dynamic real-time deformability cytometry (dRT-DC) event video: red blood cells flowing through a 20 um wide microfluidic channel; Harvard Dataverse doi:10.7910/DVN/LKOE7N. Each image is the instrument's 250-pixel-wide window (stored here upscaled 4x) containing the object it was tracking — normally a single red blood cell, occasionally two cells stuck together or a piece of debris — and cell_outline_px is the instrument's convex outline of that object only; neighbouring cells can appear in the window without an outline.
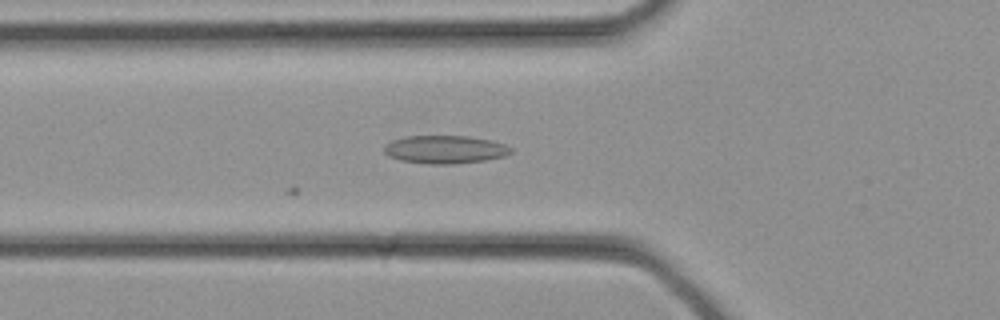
{"species": "common noctule bat (a hibernating species)", "species_latin": "Nyctalus noctula", "temperature_condition": "cold", "stored_images_in_passage": 13, "camera_frame_rate_fps": 3000, "um_per_image_px": 0.085, "animal": {"sex": "female", "body_mass_g": 21.9}, "frame": {"image": 1, "passage_image": 2, "time_ms": 0.333, "image_size_px": [1000, 320], "cell_outline_px": [[512, 152], [504, 156], [484, 160], [452, 164], [428, 164], [400, 160], [388, 156], [384, 152], [384, 144], [392, 140], [408, 136], [468, 136], [492, 140], [504, 144], [512, 148]], "centroid_in_image_um": [37.81, 12.7], "position_along_channel_um": 88.0, "area_um2": 20.75}}
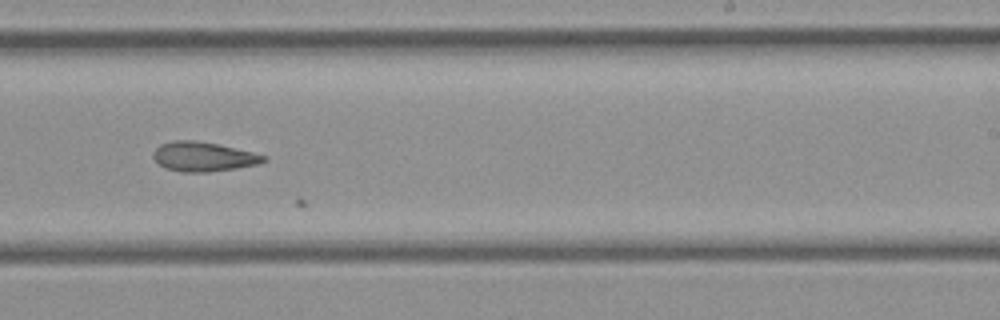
{"frame": {"image": 2, "passage_image": 11, "time_ms": 3.333, "image_size_px": [1000, 320], "cell_outline_px": [[268, 160], [256, 164], [236, 168], [208, 172], [184, 172], [164, 168], [152, 156], [156, 148], [160, 144], [172, 140], [192, 140], [216, 144], [252, 152], [268, 156]], "centroid_in_image_um": [17.27, 13.32], "position_along_channel_um": 271.7, "area_um2": 18.79}}